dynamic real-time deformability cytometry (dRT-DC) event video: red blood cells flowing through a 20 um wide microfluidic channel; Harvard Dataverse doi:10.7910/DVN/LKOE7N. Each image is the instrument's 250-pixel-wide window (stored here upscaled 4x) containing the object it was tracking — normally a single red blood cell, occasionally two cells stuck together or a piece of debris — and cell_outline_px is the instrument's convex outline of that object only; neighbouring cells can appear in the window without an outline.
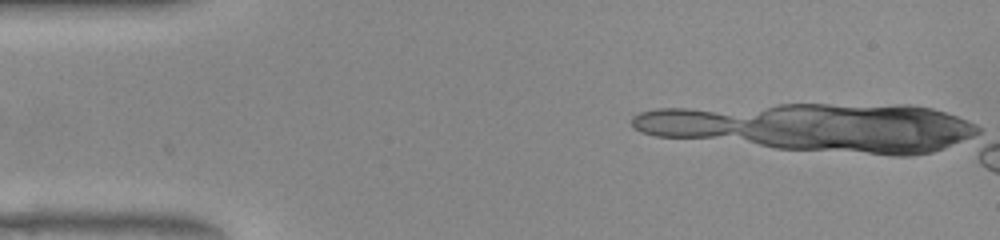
{"species": "common noctule bat (a hibernating species)", "species_latin": "Nyctalus noctula", "temperature_condition": "warm", "stored_images_in_passage": 8, "camera_frame_rate_fps": 3000, "um_per_image_px": 0.085, "animal": {"sex": "female", "body_mass_g": 22.0, "forearm_length_mm": 56.7}, "frame": {"image": 1, "passage_image": 1, "time_ms": 0.0, "image_size_px": [1000, 240], "cell_outline_px": [[724, 132], [704, 136], [664, 136], [648, 132], [640, 128], [640, 116], [648, 112], [704, 112], [720, 116]], "centroid_in_image_um": [57.92, 10.52], "position_along_channel_um": 27.1, "area_um2": 13.01}}